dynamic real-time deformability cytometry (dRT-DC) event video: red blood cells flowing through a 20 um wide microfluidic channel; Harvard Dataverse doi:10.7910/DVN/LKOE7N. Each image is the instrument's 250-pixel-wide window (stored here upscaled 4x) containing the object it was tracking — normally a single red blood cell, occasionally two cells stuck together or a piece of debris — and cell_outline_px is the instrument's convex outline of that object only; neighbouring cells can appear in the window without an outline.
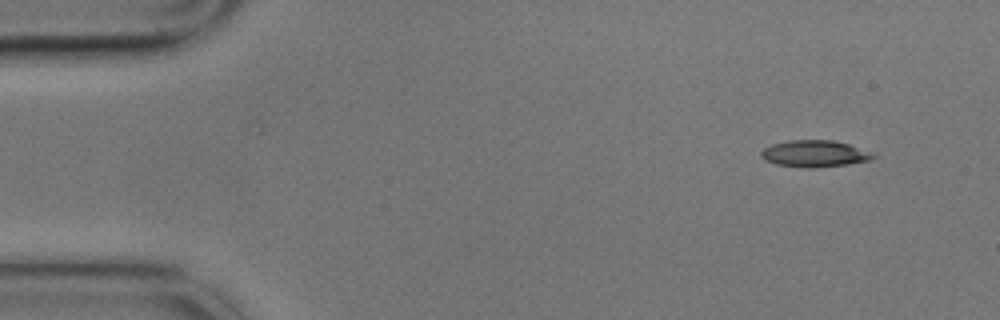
{"species": "common noctule bat (a hibernating species)", "species_latin": "Nyctalus noctula", "temperature_condition": "cold", "stored_images_in_passage": 4, "camera_frame_rate_fps": 3000, "um_per_image_px": 0.085, "animal": {"sex": "male", "body_mass_g": 17.9}, "frame": {"image": 1, "passage_image": 1, "time_ms": 0.0, "image_size_px": [1000, 320], "cell_outline_px": [[876, 156], [868, 160], [848, 164], [816, 168], [800, 168], [776, 164], [764, 160], [760, 156], [760, 152], [764, 148], [772, 144], [788, 140], [832, 140], [848, 144], [876, 152]], "centroid_in_image_um": [69.24, 13.06], "position_along_channel_um": 15.8, "area_um2": 17.69}}
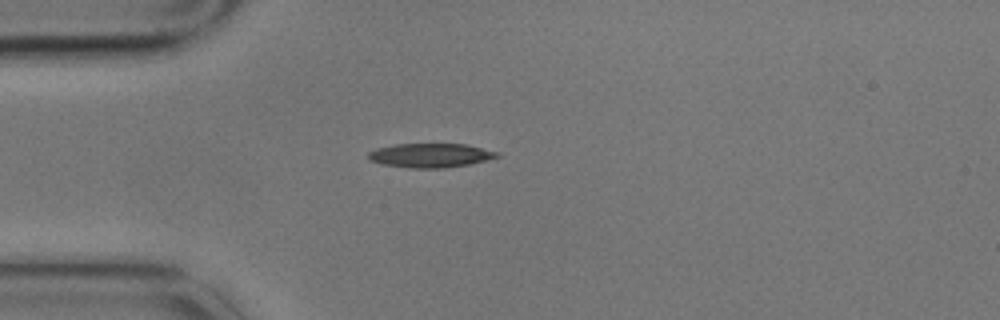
{"frame": {"image": 2, "passage_image": 4, "time_ms": 1.0, "image_size_px": [1000, 320], "cell_outline_px": [[500, 156], [468, 164], [444, 168], [412, 168], [380, 164], [368, 160], [368, 152], [376, 148], [396, 144], [464, 144], [500, 152]], "centroid_in_image_um": [36.54, 13.21], "position_along_channel_um": 48.5, "area_um2": 18.03}}